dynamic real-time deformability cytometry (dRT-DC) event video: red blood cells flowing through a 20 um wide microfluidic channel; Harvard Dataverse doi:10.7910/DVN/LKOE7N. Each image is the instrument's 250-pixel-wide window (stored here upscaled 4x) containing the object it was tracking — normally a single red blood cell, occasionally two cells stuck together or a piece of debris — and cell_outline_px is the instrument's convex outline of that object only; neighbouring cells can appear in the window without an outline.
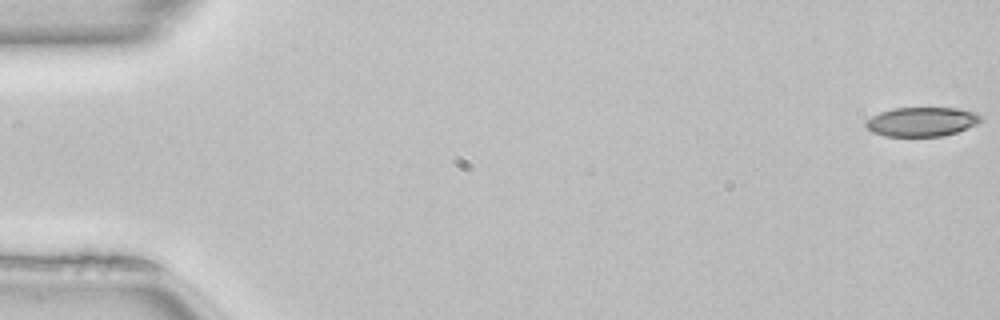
{"species": "common noctule bat (a hibernating species)", "species_latin": "Nyctalus noctula", "temperature_condition": "room temperature", "stored_images_in_passage": 51, "camera_frame_rate_fps": 3000, "um_per_image_px": 0.085, "animal": {"sex": "female", "body_mass_g": 22.7, "forearm_length_mm": 54.2}, "frame": {"image": 1, "passage_image": 1, "time_ms": 0.0, "image_size_px": [1000, 320], "cell_outline_px": [[984, 120], [976, 124], [956, 132], [944, 136], [884, 136], [872, 132], [864, 124], [864, 120], [880, 112], [892, 108], [956, 108], [976, 112]], "centroid_in_image_um": [78.33, 10.34], "position_along_channel_um": 6.7, "area_um2": 19.65}}
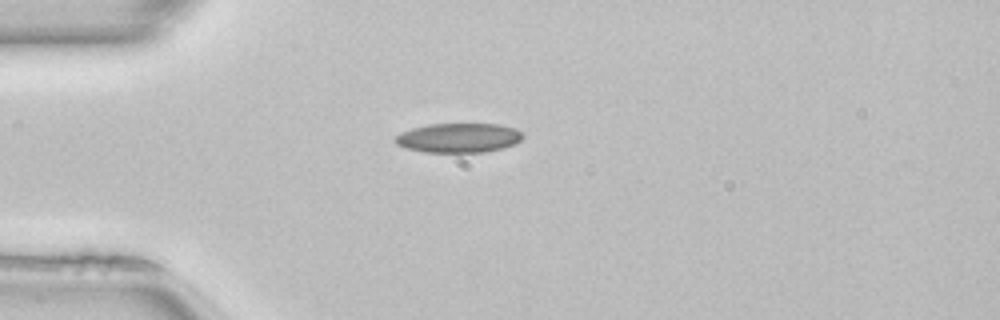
{"frame": {"image": 2, "passage_image": 14, "time_ms": 4.333, "image_size_px": [1000, 320], "cell_outline_px": [[524, 136], [516, 144], [504, 148], [484, 152], [424, 152], [404, 148], [396, 144], [392, 140], [392, 136], [400, 132], [412, 128], [428, 124], [496, 124], [516, 128]], "centroid_in_image_um": [38.93, 11.72], "position_along_channel_um": 46.1, "area_um2": 22.2}}
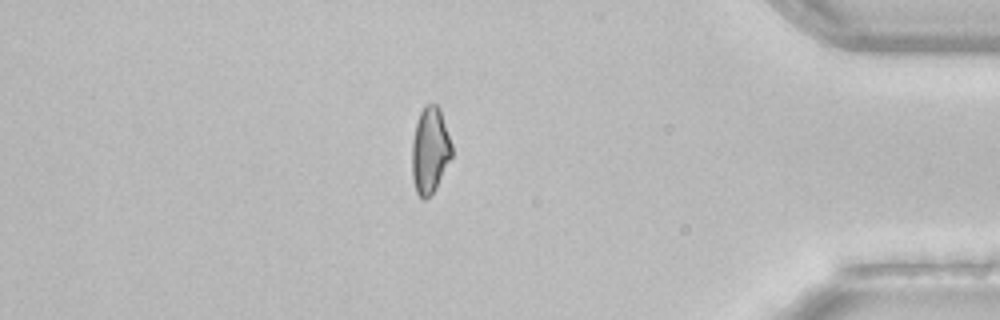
{"frame": {"image": 3, "passage_image": 44, "time_ms": 14.333, "image_size_px": [1000, 320], "cell_outline_px": [[452, 156], [436, 188], [424, 200], [416, 192], [412, 176], [412, 140], [416, 124], [420, 112], [424, 104], [436, 104], [440, 108], [452, 144]], "centroid_in_image_um": [36.55, 12.75], "position_along_channel_um": 398.7, "area_um2": 20.0}, "authors_computed_cell_mechanics": {"area_um2": 20.8658, "velocity_mm_per_s": 4.0712, "shape_relaxation_time_tau1_ms": null, "shape_relaxation_time_tau2_ms": 5.658, "deformation_change_tau1": null, "deformation_change_tau2": 0.1289}}